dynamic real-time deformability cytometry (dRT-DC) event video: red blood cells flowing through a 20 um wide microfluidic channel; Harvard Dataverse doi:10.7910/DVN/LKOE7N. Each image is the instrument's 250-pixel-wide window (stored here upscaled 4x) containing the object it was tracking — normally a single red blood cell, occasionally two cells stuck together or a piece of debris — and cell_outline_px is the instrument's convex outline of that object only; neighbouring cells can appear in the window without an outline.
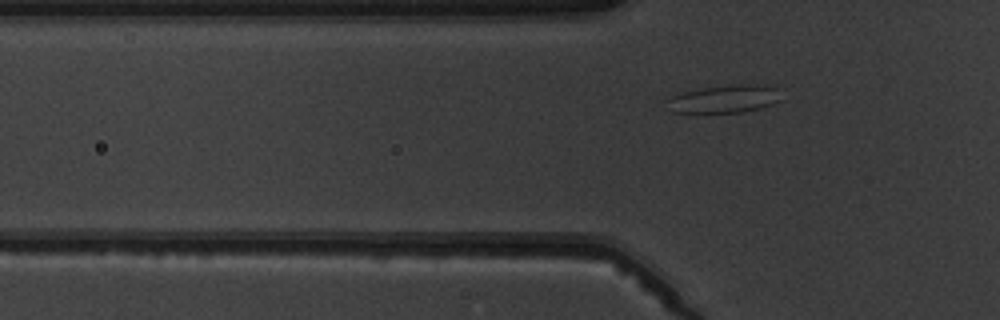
{"species": "common noctule bat (a hibernating species)", "species_latin": "Nyctalus noctula", "temperature_condition": "warm", "stored_images_in_passage": 5, "segment_of_instrument_passage": [2, 2], "camera_frame_rate_fps": 3000, "um_per_image_px": 0.085, "animal": {"sex": "male", "body_mass_g": 19.5, "forearm_length_mm": 54.6}, "frame": {"image": 1, "passage_image": 5, "time_ms": 4.667, "image_size_px": [1000, 320], "cell_outline_px": [[780, 100], [772, 104], [760, 108], [744, 112], [672, 112], [668, 100], [672, 96], [684, 92], [704, 88], [728, 84], [752, 84], [776, 88]], "centroid_in_image_um": [61.6, 8.4], "position_along_channel_um": 64.2, "area_um2": 18.03}}